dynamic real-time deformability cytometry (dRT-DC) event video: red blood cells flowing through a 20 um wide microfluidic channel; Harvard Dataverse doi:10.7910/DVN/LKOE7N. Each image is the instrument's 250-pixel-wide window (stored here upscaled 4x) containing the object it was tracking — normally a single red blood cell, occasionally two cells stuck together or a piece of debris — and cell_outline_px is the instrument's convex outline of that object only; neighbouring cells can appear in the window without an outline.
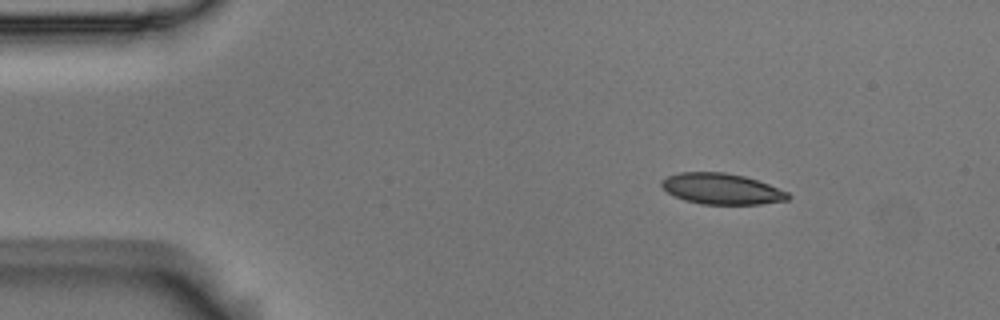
{"species": "Egyptian fruit bat (a non-hibernating species)", "species_latin": "Rousettus aegyptiacus", "temperature_condition": "room temperature", "stored_images_in_passage": 4, "camera_frame_rate_fps": 3000, "um_per_image_px": 0.085, "animal": {"sex": "male"}, "frame": {"image": 1, "passage_image": 1, "time_ms": 0.0, "image_size_px": [1000, 320], "cell_outline_px": [[792, 196], [788, 200], [760, 204], [700, 204], [684, 200], [668, 192], [660, 184], [660, 180], [668, 176], [680, 172], [724, 172], [744, 176], [768, 184], [788, 192]], "centroid_in_image_um": [61.34, 16.05], "position_along_channel_um": 23.7, "area_um2": 22.72}}
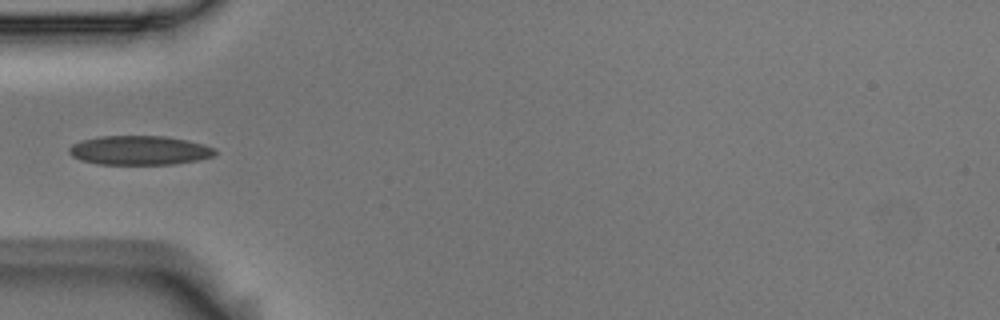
{"frame": {"image": 2, "passage_image": 4, "time_ms": 1.0, "image_size_px": [1000, 320], "cell_outline_px": [[216, 152], [212, 156], [196, 160], [176, 164], [96, 164], [80, 160], [72, 156], [68, 152], [68, 148], [72, 144], [84, 140], [100, 136], [164, 136], [188, 140], [204, 144], [216, 148]], "centroid_in_image_um": [11.85, 12.78], "position_along_channel_um": 73.2, "area_um2": 24.85}}